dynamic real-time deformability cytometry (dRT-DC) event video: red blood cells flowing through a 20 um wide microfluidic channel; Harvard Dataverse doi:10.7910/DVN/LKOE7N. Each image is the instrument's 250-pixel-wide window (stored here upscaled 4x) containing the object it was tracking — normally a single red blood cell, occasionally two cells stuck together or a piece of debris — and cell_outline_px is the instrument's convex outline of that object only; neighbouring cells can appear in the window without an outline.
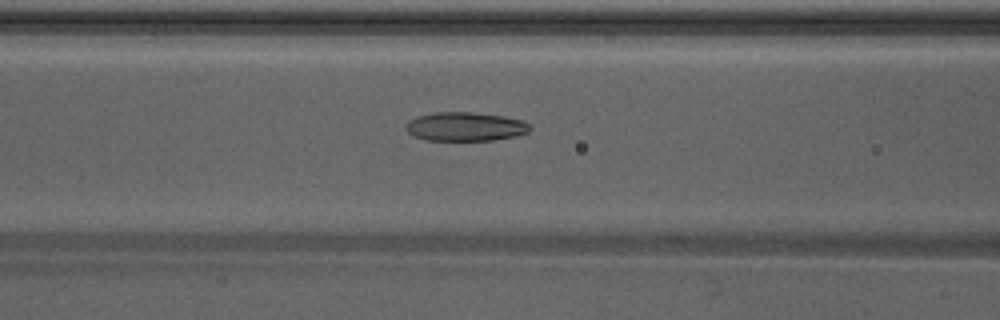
{"species": "Egyptian fruit bat (a non-hibernating species)", "species_latin": "Rousettus aegyptiacus", "temperature_condition": "warm", "stored_images_in_passage": 45, "camera_frame_rate_fps": 3000, "um_per_image_px": 0.085, "animal": {"sex": "male"}, "frame": {"image": 1, "passage_image": 17, "time_ms": 5.333, "image_size_px": [1000, 320], "cell_outline_px": [[532, 128], [528, 132], [516, 136], [492, 140], [428, 140], [416, 136], [408, 132], [404, 128], [408, 120], [416, 116], [432, 112], [472, 112], [504, 116], [524, 120]], "centroid_in_image_um": [39.55, 10.75], "position_along_channel_um": 127.1, "area_um2": 20.98}}
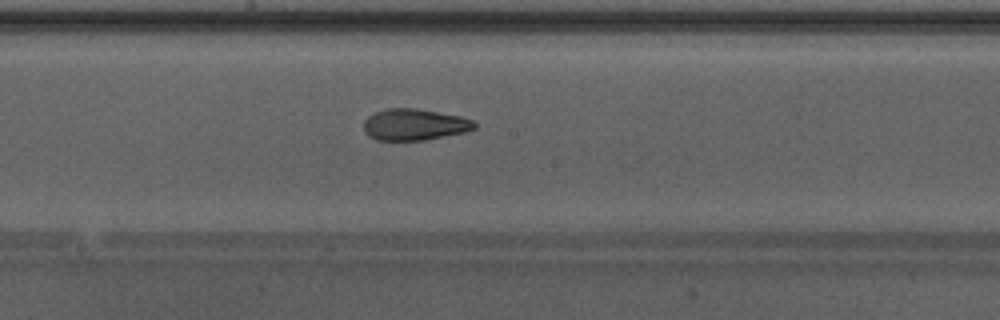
{"frame": {"image": 2, "passage_image": 23, "time_ms": 7.333, "image_size_px": [1000, 320], "cell_outline_px": [[476, 128], [464, 132], [424, 140], [376, 140], [368, 136], [364, 128], [364, 120], [368, 116], [376, 112], [388, 108], [416, 108], [460, 116], [472, 120], [476, 124]], "centroid_in_image_um": [35.21, 10.59], "position_along_channel_um": 213.0, "area_um2": 20.17}}
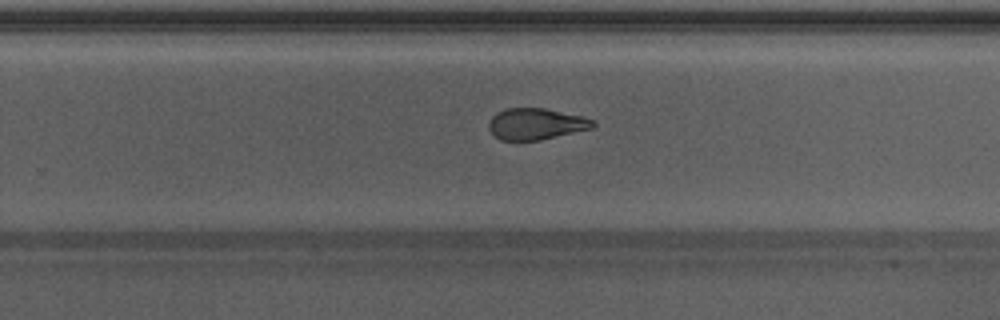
{"frame": {"image": 3, "passage_image": 28, "time_ms": 9.0, "image_size_px": [1000, 320], "cell_outline_px": [[596, 124], [592, 128], [540, 140], [500, 140], [488, 128], [488, 120], [496, 112], [504, 108], [544, 108], [584, 116], [596, 120]], "centroid_in_image_um": [45.56, 10.52], "position_along_channel_um": 284.2, "area_um2": 19.19}, "authors_computed_cell_mechanics": {"area_um2": 20.9814, "velocity_mm_per_s": 4.3008, "shape_relaxation_time_tau1_ms": 8.5103, "shape_relaxation_time_tau2_ms": 1.531, "deformation_change_tau1": 0.2352, "deformation_change_tau2": 0.0737}}